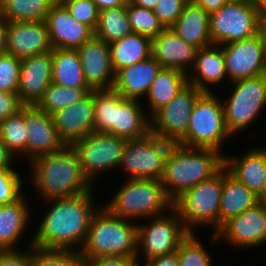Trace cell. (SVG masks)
<instances>
[{
  "label": "cell",
  "instance_id": "1",
  "mask_svg": "<svg viewBox=\"0 0 266 266\" xmlns=\"http://www.w3.org/2000/svg\"><path fill=\"white\" fill-rule=\"evenodd\" d=\"M93 192L47 200L49 208L33 234L32 246L78 252L86 239L91 219L100 208L94 202Z\"/></svg>",
  "mask_w": 266,
  "mask_h": 266
},
{
  "label": "cell",
  "instance_id": "2",
  "mask_svg": "<svg viewBox=\"0 0 266 266\" xmlns=\"http://www.w3.org/2000/svg\"><path fill=\"white\" fill-rule=\"evenodd\" d=\"M29 163L30 180L42 201L81 195L95 187L84 174L72 145L65 144L60 150L40 155Z\"/></svg>",
  "mask_w": 266,
  "mask_h": 266
},
{
  "label": "cell",
  "instance_id": "3",
  "mask_svg": "<svg viewBox=\"0 0 266 266\" xmlns=\"http://www.w3.org/2000/svg\"><path fill=\"white\" fill-rule=\"evenodd\" d=\"M78 252L82 259L136 257L137 222L114 216L100 205L91 219L86 239Z\"/></svg>",
  "mask_w": 266,
  "mask_h": 266
},
{
  "label": "cell",
  "instance_id": "4",
  "mask_svg": "<svg viewBox=\"0 0 266 266\" xmlns=\"http://www.w3.org/2000/svg\"><path fill=\"white\" fill-rule=\"evenodd\" d=\"M126 179L104 205L112 215L131 221L138 219V222L139 219L146 221L147 218L168 213L173 208V200L161 180Z\"/></svg>",
  "mask_w": 266,
  "mask_h": 266
},
{
  "label": "cell",
  "instance_id": "5",
  "mask_svg": "<svg viewBox=\"0 0 266 266\" xmlns=\"http://www.w3.org/2000/svg\"><path fill=\"white\" fill-rule=\"evenodd\" d=\"M224 165V154L209 148L184 147L165 163L161 182L174 201L183 192L213 176Z\"/></svg>",
  "mask_w": 266,
  "mask_h": 266
},
{
  "label": "cell",
  "instance_id": "6",
  "mask_svg": "<svg viewBox=\"0 0 266 266\" xmlns=\"http://www.w3.org/2000/svg\"><path fill=\"white\" fill-rule=\"evenodd\" d=\"M222 188L223 166L209 179L199 182L173 201V208L189 232L207 225L214 229V233L219 229Z\"/></svg>",
  "mask_w": 266,
  "mask_h": 266
},
{
  "label": "cell",
  "instance_id": "7",
  "mask_svg": "<svg viewBox=\"0 0 266 266\" xmlns=\"http://www.w3.org/2000/svg\"><path fill=\"white\" fill-rule=\"evenodd\" d=\"M231 136L226 127L221 98L214 92H204L191 113L188 130L182 138L184 146L214 149L222 154L224 148L221 146Z\"/></svg>",
  "mask_w": 266,
  "mask_h": 266
},
{
  "label": "cell",
  "instance_id": "8",
  "mask_svg": "<svg viewBox=\"0 0 266 266\" xmlns=\"http://www.w3.org/2000/svg\"><path fill=\"white\" fill-rule=\"evenodd\" d=\"M230 86V97L221 101L226 127L233 137L258 121L266 108V74L234 81Z\"/></svg>",
  "mask_w": 266,
  "mask_h": 266
},
{
  "label": "cell",
  "instance_id": "9",
  "mask_svg": "<svg viewBox=\"0 0 266 266\" xmlns=\"http://www.w3.org/2000/svg\"><path fill=\"white\" fill-rule=\"evenodd\" d=\"M147 218L148 223L137 224V252L143 261L177 251L181 241L190 233L183 225L177 211Z\"/></svg>",
  "mask_w": 266,
  "mask_h": 266
},
{
  "label": "cell",
  "instance_id": "10",
  "mask_svg": "<svg viewBox=\"0 0 266 266\" xmlns=\"http://www.w3.org/2000/svg\"><path fill=\"white\" fill-rule=\"evenodd\" d=\"M259 12L254 0H232L209 14L212 44L223 45L257 34Z\"/></svg>",
  "mask_w": 266,
  "mask_h": 266
},
{
  "label": "cell",
  "instance_id": "11",
  "mask_svg": "<svg viewBox=\"0 0 266 266\" xmlns=\"http://www.w3.org/2000/svg\"><path fill=\"white\" fill-rule=\"evenodd\" d=\"M127 140L110 133L94 131L72 144L82 170L92 184L98 179V174L101 176L103 172L111 173L110 170L118 169Z\"/></svg>",
  "mask_w": 266,
  "mask_h": 266
},
{
  "label": "cell",
  "instance_id": "12",
  "mask_svg": "<svg viewBox=\"0 0 266 266\" xmlns=\"http://www.w3.org/2000/svg\"><path fill=\"white\" fill-rule=\"evenodd\" d=\"M222 239L233 248L252 249L266 244V205L258 202L243 213L226 221L212 234L214 244Z\"/></svg>",
  "mask_w": 266,
  "mask_h": 266
},
{
  "label": "cell",
  "instance_id": "13",
  "mask_svg": "<svg viewBox=\"0 0 266 266\" xmlns=\"http://www.w3.org/2000/svg\"><path fill=\"white\" fill-rule=\"evenodd\" d=\"M228 83L266 74V48L258 34L223 44Z\"/></svg>",
  "mask_w": 266,
  "mask_h": 266
},
{
  "label": "cell",
  "instance_id": "14",
  "mask_svg": "<svg viewBox=\"0 0 266 266\" xmlns=\"http://www.w3.org/2000/svg\"><path fill=\"white\" fill-rule=\"evenodd\" d=\"M204 92L187 84L176 96L150 117V127L165 134L183 138L188 130L191 113Z\"/></svg>",
  "mask_w": 266,
  "mask_h": 266
},
{
  "label": "cell",
  "instance_id": "15",
  "mask_svg": "<svg viewBox=\"0 0 266 266\" xmlns=\"http://www.w3.org/2000/svg\"><path fill=\"white\" fill-rule=\"evenodd\" d=\"M27 131L26 162L40 155L60 150L65 143L60 139L52 115L36 105H25Z\"/></svg>",
  "mask_w": 266,
  "mask_h": 266
},
{
  "label": "cell",
  "instance_id": "16",
  "mask_svg": "<svg viewBox=\"0 0 266 266\" xmlns=\"http://www.w3.org/2000/svg\"><path fill=\"white\" fill-rule=\"evenodd\" d=\"M6 50L19 59L50 52L52 45L46 22H7Z\"/></svg>",
  "mask_w": 266,
  "mask_h": 266
},
{
  "label": "cell",
  "instance_id": "17",
  "mask_svg": "<svg viewBox=\"0 0 266 266\" xmlns=\"http://www.w3.org/2000/svg\"><path fill=\"white\" fill-rule=\"evenodd\" d=\"M84 77L92 89H111L115 73L111 65L110 47L95 35L76 48Z\"/></svg>",
  "mask_w": 266,
  "mask_h": 266
},
{
  "label": "cell",
  "instance_id": "18",
  "mask_svg": "<svg viewBox=\"0 0 266 266\" xmlns=\"http://www.w3.org/2000/svg\"><path fill=\"white\" fill-rule=\"evenodd\" d=\"M52 83V50L21 59L17 94L25 105H36Z\"/></svg>",
  "mask_w": 266,
  "mask_h": 266
},
{
  "label": "cell",
  "instance_id": "19",
  "mask_svg": "<svg viewBox=\"0 0 266 266\" xmlns=\"http://www.w3.org/2000/svg\"><path fill=\"white\" fill-rule=\"evenodd\" d=\"M45 22L52 48L76 49L94 36V31L75 19L60 1L51 6Z\"/></svg>",
  "mask_w": 266,
  "mask_h": 266
},
{
  "label": "cell",
  "instance_id": "20",
  "mask_svg": "<svg viewBox=\"0 0 266 266\" xmlns=\"http://www.w3.org/2000/svg\"><path fill=\"white\" fill-rule=\"evenodd\" d=\"M94 95L90 92L81 101L52 114L60 139L66 145L94 132Z\"/></svg>",
  "mask_w": 266,
  "mask_h": 266
},
{
  "label": "cell",
  "instance_id": "21",
  "mask_svg": "<svg viewBox=\"0 0 266 266\" xmlns=\"http://www.w3.org/2000/svg\"><path fill=\"white\" fill-rule=\"evenodd\" d=\"M119 168L127 172L129 179L161 180L165 162L155 153L146 137L127 140Z\"/></svg>",
  "mask_w": 266,
  "mask_h": 266
},
{
  "label": "cell",
  "instance_id": "22",
  "mask_svg": "<svg viewBox=\"0 0 266 266\" xmlns=\"http://www.w3.org/2000/svg\"><path fill=\"white\" fill-rule=\"evenodd\" d=\"M198 49L187 44L172 28H164L152 39L151 56L162 68H173L188 74L195 64Z\"/></svg>",
  "mask_w": 266,
  "mask_h": 266
},
{
  "label": "cell",
  "instance_id": "23",
  "mask_svg": "<svg viewBox=\"0 0 266 266\" xmlns=\"http://www.w3.org/2000/svg\"><path fill=\"white\" fill-rule=\"evenodd\" d=\"M263 147H250L239 157L224 155L228 172L257 196L266 182V146Z\"/></svg>",
  "mask_w": 266,
  "mask_h": 266
},
{
  "label": "cell",
  "instance_id": "24",
  "mask_svg": "<svg viewBox=\"0 0 266 266\" xmlns=\"http://www.w3.org/2000/svg\"><path fill=\"white\" fill-rule=\"evenodd\" d=\"M162 66L150 56L119 70L115 74L114 89L124 98L141 100L148 94L153 80Z\"/></svg>",
  "mask_w": 266,
  "mask_h": 266
},
{
  "label": "cell",
  "instance_id": "25",
  "mask_svg": "<svg viewBox=\"0 0 266 266\" xmlns=\"http://www.w3.org/2000/svg\"><path fill=\"white\" fill-rule=\"evenodd\" d=\"M188 83L203 92H213L210 88L228 80L223 58V45L211 44L198 49L195 64L187 74ZM210 86H209V85Z\"/></svg>",
  "mask_w": 266,
  "mask_h": 266
},
{
  "label": "cell",
  "instance_id": "26",
  "mask_svg": "<svg viewBox=\"0 0 266 266\" xmlns=\"http://www.w3.org/2000/svg\"><path fill=\"white\" fill-rule=\"evenodd\" d=\"M24 195L13 203L0 205V251L20 250L18 241L23 238L32 215Z\"/></svg>",
  "mask_w": 266,
  "mask_h": 266
},
{
  "label": "cell",
  "instance_id": "27",
  "mask_svg": "<svg viewBox=\"0 0 266 266\" xmlns=\"http://www.w3.org/2000/svg\"><path fill=\"white\" fill-rule=\"evenodd\" d=\"M187 44L197 48L212 44L209 14L193 0H189L176 23L171 27Z\"/></svg>",
  "mask_w": 266,
  "mask_h": 266
},
{
  "label": "cell",
  "instance_id": "28",
  "mask_svg": "<svg viewBox=\"0 0 266 266\" xmlns=\"http://www.w3.org/2000/svg\"><path fill=\"white\" fill-rule=\"evenodd\" d=\"M143 108L140 100L122 96L115 103L114 135L128 140L145 137L150 127V117Z\"/></svg>",
  "mask_w": 266,
  "mask_h": 266
},
{
  "label": "cell",
  "instance_id": "29",
  "mask_svg": "<svg viewBox=\"0 0 266 266\" xmlns=\"http://www.w3.org/2000/svg\"><path fill=\"white\" fill-rule=\"evenodd\" d=\"M258 196L233 177L223 165V188L219 208V228L229 219L257 204Z\"/></svg>",
  "mask_w": 266,
  "mask_h": 266
},
{
  "label": "cell",
  "instance_id": "30",
  "mask_svg": "<svg viewBox=\"0 0 266 266\" xmlns=\"http://www.w3.org/2000/svg\"><path fill=\"white\" fill-rule=\"evenodd\" d=\"M188 84L187 74L173 68H161L153 80L146 95L149 109L147 115L151 117L156 111L167 105L176 94Z\"/></svg>",
  "mask_w": 266,
  "mask_h": 266
},
{
  "label": "cell",
  "instance_id": "31",
  "mask_svg": "<svg viewBox=\"0 0 266 266\" xmlns=\"http://www.w3.org/2000/svg\"><path fill=\"white\" fill-rule=\"evenodd\" d=\"M52 83L72 88H91L84 77L76 49L52 48Z\"/></svg>",
  "mask_w": 266,
  "mask_h": 266
},
{
  "label": "cell",
  "instance_id": "32",
  "mask_svg": "<svg viewBox=\"0 0 266 266\" xmlns=\"http://www.w3.org/2000/svg\"><path fill=\"white\" fill-rule=\"evenodd\" d=\"M111 65L114 73L124 67L148 59L151 56L152 39L132 33L109 44Z\"/></svg>",
  "mask_w": 266,
  "mask_h": 266
},
{
  "label": "cell",
  "instance_id": "33",
  "mask_svg": "<svg viewBox=\"0 0 266 266\" xmlns=\"http://www.w3.org/2000/svg\"><path fill=\"white\" fill-rule=\"evenodd\" d=\"M127 13V5L99 11L98 23L94 35L107 44L132 34Z\"/></svg>",
  "mask_w": 266,
  "mask_h": 266
},
{
  "label": "cell",
  "instance_id": "34",
  "mask_svg": "<svg viewBox=\"0 0 266 266\" xmlns=\"http://www.w3.org/2000/svg\"><path fill=\"white\" fill-rule=\"evenodd\" d=\"M56 0H3L0 17L6 22L45 21Z\"/></svg>",
  "mask_w": 266,
  "mask_h": 266
},
{
  "label": "cell",
  "instance_id": "35",
  "mask_svg": "<svg viewBox=\"0 0 266 266\" xmlns=\"http://www.w3.org/2000/svg\"><path fill=\"white\" fill-rule=\"evenodd\" d=\"M92 88H72L51 83L36 106L52 115L57 110L71 106L85 98Z\"/></svg>",
  "mask_w": 266,
  "mask_h": 266
},
{
  "label": "cell",
  "instance_id": "36",
  "mask_svg": "<svg viewBox=\"0 0 266 266\" xmlns=\"http://www.w3.org/2000/svg\"><path fill=\"white\" fill-rule=\"evenodd\" d=\"M94 131L114 135L115 103L122 97L114 88L93 89Z\"/></svg>",
  "mask_w": 266,
  "mask_h": 266
},
{
  "label": "cell",
  "instance_id": "37",
  "mask_svg": "<svg viewBox=\"0 0 266 266\" xmlns=\"http://www.w3.org/2000/svg\"><path fill=\"white\" fill-rule=\"evenodd\" d=\"M0 140L14 155L26 158L27 131L25 123V106L15 115L0 122Z\"/></svg>",
  "mask_w": 266,
  "mask_h": 266
},
{
  "label": "cell",
  "instance_id": "38",
  "mask_svg": "<svg viewBox=\"0 0 266 266\" xmlns=\"http://www.w3.org/2000/svg\"><path fill=\"white\" fill-rule=\"evenodd\" d=\"M197 233L190 232L179 244V266H213L210 253L199 240Z\"/></svg>",
  "mask_w": 266,
  "mask_h": 266
},
{
  "label": "cell",
  "instance_id": "39",
  "mask_svg": "<svg viewBox=\"0 0 266 266\" xmlns=\"http://www.w3.org/2000/svg\"><path fill=\"white\" fill-rule=\"evenodd\" d=\"M30 266H85L79 252L43 250L30 246Z\"/></svg>",
  "mask_w": 266,
  "mask_h": 266
},
{
  "label": "cell",
  "instance_id": "40",
  "mask_svg": "<svg viewBox=\"0 0 266 266\" xmlns=\"http://www.w3.org/2000/svg\"><path fill=\"white\" fill-rule=\"evenodd\" d=\"M127 13L133 33L153 39L164 29L158 17L153 13V10L132 4L128 1Z\"/></svg>",
  "mask_w": 266,
  "mask_h": 266
},
{
  "label": "cell",
  "instance_id": "41",
  "mask_svg": "<svg viewBox=\"0 0 266 266\" xmlns=\"http://www.w3.org/2000/svg\"><path fill=\"white\" fill-rule=\"evenodd\" d=\"M145 137L150 141L155 153L166 163L185 146L179 136L165 134L149 127Z\"/></svg>",
  "mask_w": 266,
  "mask_h": 266
},
{
  "label": "cell",
  "instance_id": "42",
  "mask_svg": "<svg viewBox=\"0 0 266 266\" xmlns=\"http://www.w3.org/2000/svg\"><path fill=\"white\" fill-rule=\"evenodd\" d=\"M21 59L12 54H0V91L17 93Z\"/></svg>",
  "mask_w": 266,
  "mask_h": 266
},
{
  "label": "cell",
  "instance_id": "43",
  "mask_svg": "<svg viewBox=\"0 0 266 266\" xmlns=\"http://www.w3.org/2000/svg\"><path fill=\"white\" fill-rule=\"evenodd\" d=\"M19 173L16 169L0 170V205L13 203L23 195L24 180Z\"/></svg>",
  "mask_w": 266,
  "mask_h": 266
},
{
  "label": "cell",
  "instance_id": "44",
  "mask_svg": "<svg viewBox=\"0 0 266 266\" xmlns=\"http://www.w3.org/2000/svg\"><path fill=\"white\" fill-rule=\"evenodd\" d=\"M60 2L75 19L95 31L98 23L99 10L92 0H60Z\"/></svg>",
  "mask_w": 266,
  "mask_h": 266
},
{
  "label": "cell",
  "instance_id": "45",
  "mask_svg": "<svg viewBox=\"0 0 266 266\" xmlns=\"http://www.w3.org/2000/svg\"><path fill=\"white\" fill-rule=\"evenodd\" d=\"M189 0H159L153 9L164 28H171L178 20L185 4Z\"/></svg>",
  "mask_w": 266,
  "mask_h": 266
},
{
  "label": "cell",
  "instance_id": "46",
  "mask_svg": "<svg viewBox=\"0 0 266 266\" xmlns=\"http://www.w3.org/2000/svg\"><path fill=\"white\" fill-rule=\"evenodd\" d=\"M26 250L0 251V266H30V246L33 243V235ZM28 250V251H27Z\"/></svg>",
  "mask_w": 266,
  "mask_h": 266
},
{
  "label": "cell",
  "instance_id": "47",
  "mask_svg": "<svg viewBox=\"0 0 266 266\" xmlns=\"http://www.w3.org/2000/svg\"><path fill=\"white\" fill-rule=\"evenodd\" d=\"M24 106L17 93L0 91V122L17 114Z\"/></svg>",
  "mask_w": 266,
  "mask_h": 266
},
{
  "label": "cell",
  "instance_id": "48",
  "mask_svg": "<svg viewBox=\"0 0 266 266\" xmlns=\"http://www.w3.org/2000/svg\"><path fill=\"white\" fill-rule=\"evenodd\" d=\"M85 266H141L137 257L111 256L83 259Z\"/></svg>",
  "mask_w": 266,
  "mask_h": 266
},
{
  "label": "cell",
  "instance_id": "49",
  "mask_svg": "<svg viewBox=\"0 0 266 266\" xmlns=\"http://www.w3.org/2000/svg\"><path fill=\"white\" fill-rule=\"evenodd\" d=\"M142 266H179L177 252L146 260Z\"/></svg>",
  "mask_w": 266,
  "mask_h": 266
},
{
  "label": "cell",
  "instance_id": "50",
  "mask_svg": "<svg viewBox=\"0 0 266 266\" xmlns=\"http://www.w3.org/2000/svg\"><path fill=\"white\" fill-rule=\"evenodd\" d=\"M15 157L7 148V146L0 140V170L15 169Z\"/></svg>",
  "mask_w": 266,
  "mask_h": 266
},
{
  "label": "cell",
  "instance_id": "51",
  "mask_svg": "<svg viewBox=\"0 0 266 266\" xmlns=\"http://www.w3.org/2000/svg\"><path fill=\"white\" fill-rule=\"evenodd\" d=\"M202 7L208 14L218 11L222 6L232 0H193Z\"/></svg>",
  "mask_w": 266,
  "mask_h": 266
},
{
  "label": "cell",
  "instance_id": "52",
  "mask_svg": "<svg viewBox=\"0 0 266 266\" xmlns=\"http://www.w3.org/2000/svg\"><path fill=\"white\" fill-rule=\"evenodd\" d=\"M96 5L99 11L115 8L119 6L127 5L129 0H92Z\"/></svg>",
  "mask_w": 266,
  "mask_h": 266
},
{
  "label": "cell",
  "instance_id": "53",
  "mask_svg": "<svg viewBox=\"0 0 266 266\" xmlns=\"http://www.w3.org/2000/svg\"><path fill=\"white\" fill-rule=\"evenodd\" d=\"M257 34L266 48V14H259Z\"/></svg>",
  "mask_w": 266,
  "mask_h": 266
},
{
  "label": "cell",
  "instance_id": "54",
  "mask_svg": "<svg viewBox=\"0 0 266 266\" xmlns=\"http://www.w3.org/2000/svg\"><path fill=\"white\" fill-rule=\"evenodd\" d=\"M6 30H7V22L0 17V54H4L7 52Z\"/></svg>",
  "mask_w": 266,
  "mask_h": 266
},
{
  "label": "cell",
  "instance_id": "55",
  "mask_svg": "<svg viewBox=\"0 0 266 266\" xmlns=\"http://www.w3.org/2000/svg\"><path fill=\"white\" fill-rule=\"evenodd\" d=\"M132 4L153 10L159 0H129Z\"/></svg>",
  "mask_w": 266,
  "mask_h": 266
},
{
  "label": "cell",
  "instance_id": "56",
  "mask_svg": "<svg viewBox=\"0 0 266 266\" xmlns=\"http://www.w3.org/2000/svg\"><path fill=\"white\" fill-rule=\"evenodd\" d=\"M259 14H266V0H254Z\"/></svg>",
  "mask_w": 266,
  "mask_h": 266
},
{
  "label": "cell",
  "instance_id": "57",
  "mask_svg": "<svg viewBox=\"0 0 266 266\" xmlns=\"http://www.w3.org/2000/svg\"><path fill=\"white\" fill-rule=\"evenodd\" d=\"M258 201L266 205V182L261 194L258 196Z\"/></svg>",
  "mask_w": 266,
  "mask_h": 266
},
{
  "label": "cell",
  "instance_id": "58",
  "mask_svg": "<svg viewBox=\"0 0 266 266\" xmlns=\"http://www.w3.org/2000/svg\"><path fill=\"white\" fill-rule=\"evenodd\" d=\"M2 2H3V0H0V10H1V7H2Z\"/></svg>",
  "mask_w": 266,
  "mask_h": 266
}]
</instances>
